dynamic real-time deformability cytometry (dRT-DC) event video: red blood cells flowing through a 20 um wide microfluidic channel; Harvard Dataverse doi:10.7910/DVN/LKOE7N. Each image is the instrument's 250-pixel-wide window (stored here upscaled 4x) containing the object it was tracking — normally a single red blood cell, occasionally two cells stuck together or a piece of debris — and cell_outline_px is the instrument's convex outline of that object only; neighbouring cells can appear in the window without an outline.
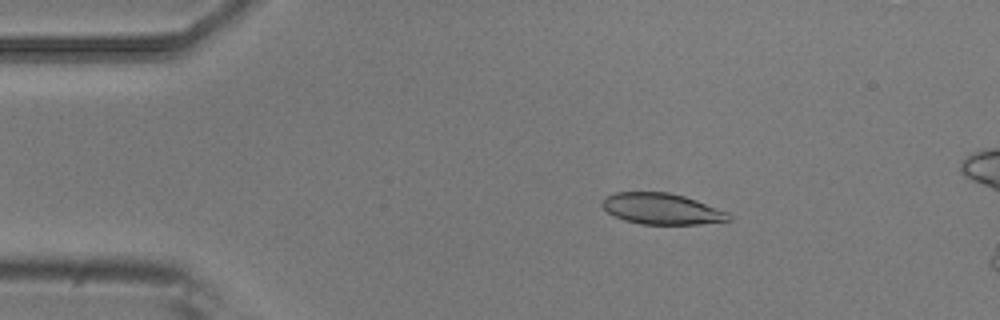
{"species": "common noctule bat (a hibernating species)", "species_latin": "Nyctalus noctula", "temperature_condition": "room temperature", "stored_images_in_passage": 4, "camera_frame_rate_fps": 3000, "um_per_image_px": 0.085, "animal": {"sex": "male", "body_mass_g": 20.5, "forearm_length_mm": 52.5}, "frame": {"image": 1, "passage_image": 2, "time_ms": 0.333, "image_size_px": [1000, 320], "cell_outline_px": [[732, 220], [700, 224], [640, 224], [624, 220], [608, 212], [604, 208], [604, 196], [616, 192], [668, 192], [684, 196], [696, 200], [728, 212], [732, 216]], "centroid_in_image_um": [56.28, 17.75], "position_along_channel_um": 28.7, "area_um2": 22.77}}